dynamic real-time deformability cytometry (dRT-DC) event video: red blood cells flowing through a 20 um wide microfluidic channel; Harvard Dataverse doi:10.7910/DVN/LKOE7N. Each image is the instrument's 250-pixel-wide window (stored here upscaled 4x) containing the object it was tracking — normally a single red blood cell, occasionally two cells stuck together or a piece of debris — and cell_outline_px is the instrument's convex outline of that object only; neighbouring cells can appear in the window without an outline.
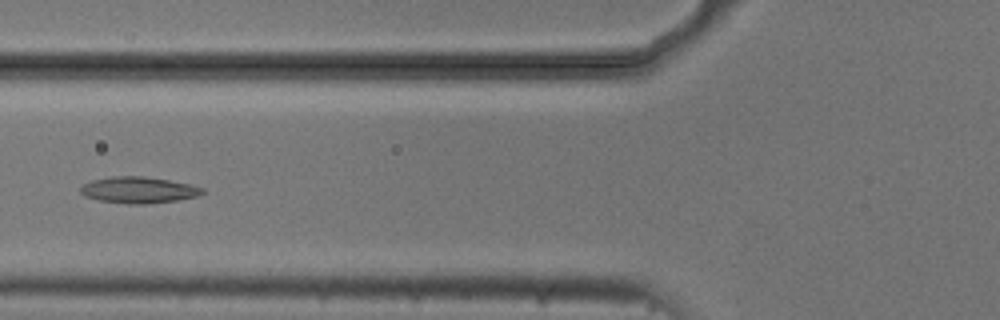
{"species": "common noctule bat (a hibernating species)", "species_latin": "Nyctalus noctula", "temperature_condition": "cold", "stored_images_in_passage": 7, "camera_frame_rate_fps": 3000, "um_per_image_px": 0.085, "animal": {"sex": "male", "body_mass_g": 20.5, "forearm_length_mm": 52.5}, "frame": {"image": 1, "passage_image": 4, "time_ms": 1.0, "image_size_px": [1000, 320], "cell_outline_px": [[204, 192], [196, 196], [176, 200], [144, 204], [128, 204], [100, 200], [84, 196], [80, 192], [80, 188], [84, 184], [92, 180], [112, 176], [144, 176], [192, 184], [204, 188]], "centroid_in_image_um": [11.77, 16.14], "position_along_channel_um": 114.0, "area_um2": 18.61}}
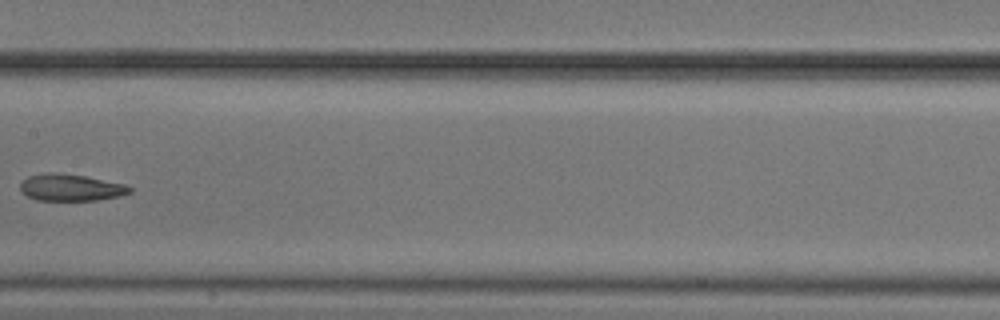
{"frame": {"image": 2, "passage_image": 6, "time_ms": 1.667, "image_size_px": [1000, 320], "cell_outline_px": [[132, 192], [116, 196], [96, 200], [36, 200], [20, 192], [20, 184], [28, 176], [52, 172], [56, 172], [84, 176], [124, 184], [132, 188]], "centroid_in_image_um": [5.98, 15.94], "position_along_channel_um": 201.4, "area_um2": 16.88}}
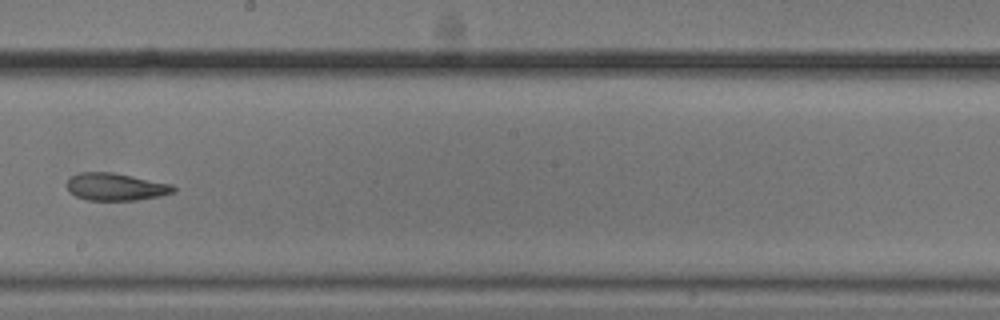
{"frame": {"image": 3, "passage_image": 7, "time_ms": 2.0, "image_size_px": [1000, 320], "cell_outline_px": [[176, 192], [160, 196], [136, 200], [88, 200], [76, 196], [68, 192], [64, 184], [72, 176], [80, 172], [112, 172], [172, 184], [176, 188]], "centroid_in_image_um": [9.81, 15.88], "position_along_channel_um": 238.4, "area_um2": 17.17}}